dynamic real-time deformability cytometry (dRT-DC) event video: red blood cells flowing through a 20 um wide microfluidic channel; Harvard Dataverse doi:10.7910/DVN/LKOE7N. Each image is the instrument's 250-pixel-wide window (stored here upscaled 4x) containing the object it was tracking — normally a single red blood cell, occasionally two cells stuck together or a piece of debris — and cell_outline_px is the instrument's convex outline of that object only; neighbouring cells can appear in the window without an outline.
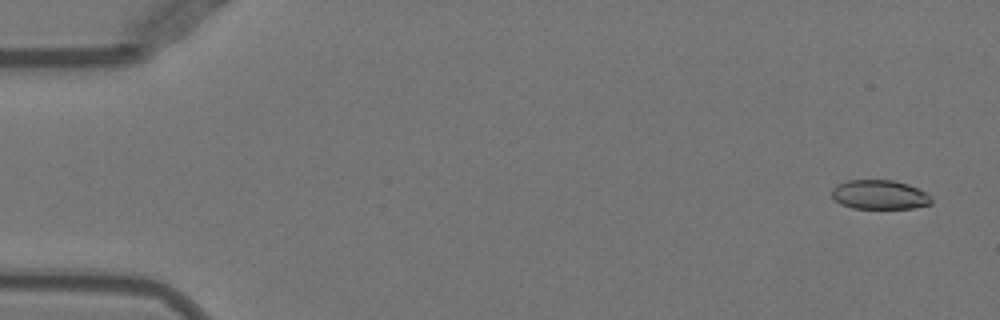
{"species": "Egyptian fruit bat (a non-hibernating species)", "species_latin": "Rousettus aegyptiacus", "temperature_condition": "warm", "stored_images_in_passage": 52, "camera_frame_rate_fps": 3000, "um_per_image_px": 0.085, "animal": {"sex": "female"}, "frame": {"image": 1, "passage_image": 3, "time_ms": 0.667, "image_size_px": [1000, 320], "cell_outline_px": [[932, 204], [912, 208], [852, 208], [840, 204], [832, 196], [832, 188], [836, 184], [848, 180], [892, 180], [908, 184], [932, 196]], "centroid_in_image_um": [74.75, 16.55], "position_along_channel_um": 10.2, "area_um2": 16.99}}
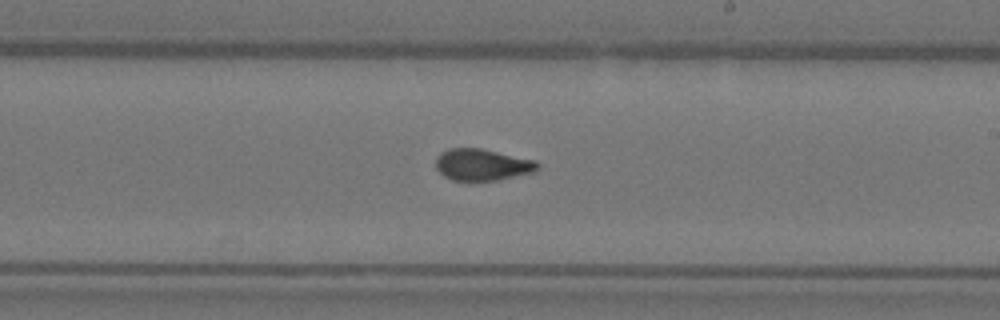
{"frame": {"image": 2, "passage_image": 31, "time_ms": 10.0, "image_size_px": [1000, 320], "cell_outline_px": [[540, 168], [532, 172], [496, 180], [452, 180], [444, 176], [436, 168], [436, 156], [440, 152], [448, 148], [480, 148], [536, 160], [540, 164]], "centroid_in_image_um": [40.97, 13.98], "position_along_channel_um": 248.0, "area_um2": 18.73}}
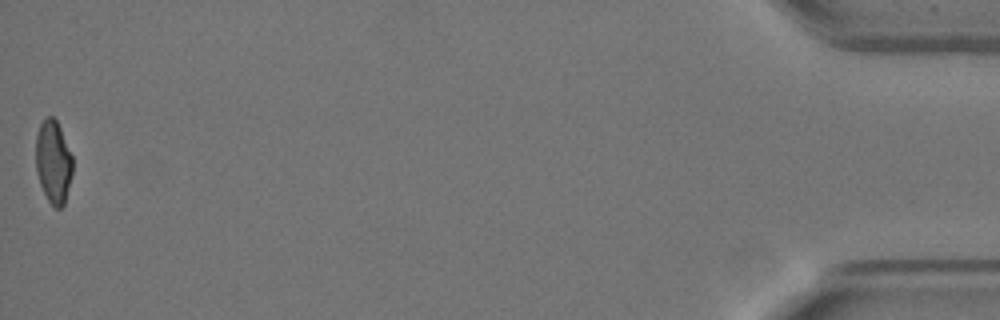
{"frame": {"image": 3, "passage_image": 52, "time_ms": 17.0, "image_size_px": [1000, 320], "cell_outline_px": [[72, 172], [64, 204], [60, 208], [56, 208], [48, 200], [40, 184], [36, 172], [36, 136], [40, 124], [44, 116], [52, 116], [56, 120], [60, 128], [72, 156]], "centroid_in_image_um": [4.51, 13.73], "position_along_channel_um": 430.7, "area_um2": 17.63}, "authors_computed_cell_mechanics": {"area_um2": 18.7561, "velocity_mm_per_s": 3.9857, "shape_relaxation_time_tau1_ms": null, "shape_relaxation_time_tau2_ms": 1.1481, "deformation_change_tau1": null, "deformation_change_tau2": 0.0716}}